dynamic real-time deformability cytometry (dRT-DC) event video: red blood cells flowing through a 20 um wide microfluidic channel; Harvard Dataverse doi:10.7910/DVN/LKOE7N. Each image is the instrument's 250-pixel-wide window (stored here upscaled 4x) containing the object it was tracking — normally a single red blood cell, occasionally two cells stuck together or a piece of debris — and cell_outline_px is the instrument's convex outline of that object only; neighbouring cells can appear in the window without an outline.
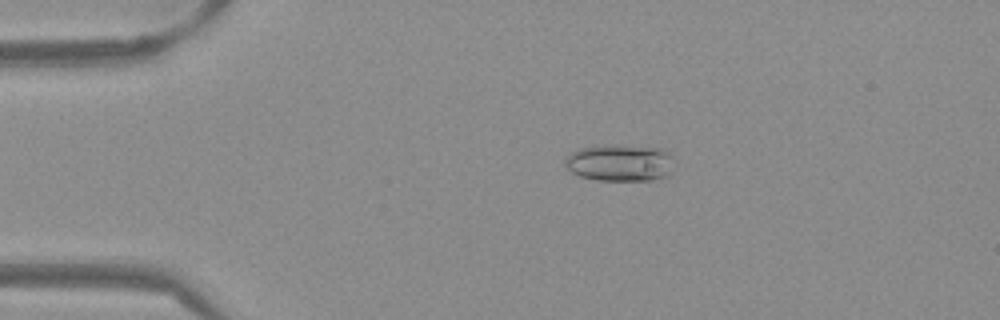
{"species": "Egyptian fruit bat (a non-hibernating species)", "species_latin": "Rousettus aegyptiacus", "temperature_condition": "warm", "stored_images_in_passage": 46, "camera_frame_rate_fps": 3000, "um_per_image_px": 0.085, "frame": {"image": 1, "passage_image": 4, "time_ms": 1.0, "image_size_px": [1000, 320], "cell_outline_px": [[676, 160], [668, 176], [648, 180], [596, 180], [580, 176], [572, 172], [564, 164], [564, 160], [576, 148], [616, 144], [664, 148]], "centroid_in_image_um": [52.73, 13.82], "position_along_channel_um": 32.3, "area_um2": 23.87}}
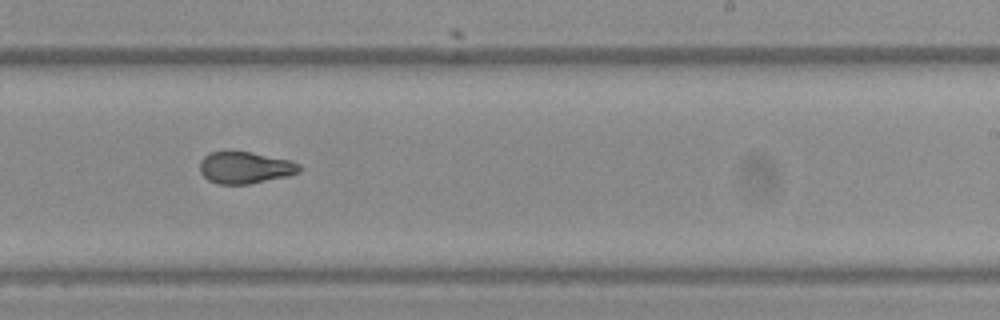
{"frame": {"image": 2, "passage_image": 26, "time_ms": 8.333, "image_size_px": [1000, 320], "cell_outline_px": [[304, 168], [300, 172], [288, 176], [248, 184], [220, 184], [208, 180], [200, 172], [200, 160], [208, 152], [252, 152], [292, 160], [300, 164]], "centroid_in_image_um": [20.88, 14.24], "position_along_channel_um": 268.1, "area_um2": 18.61}}
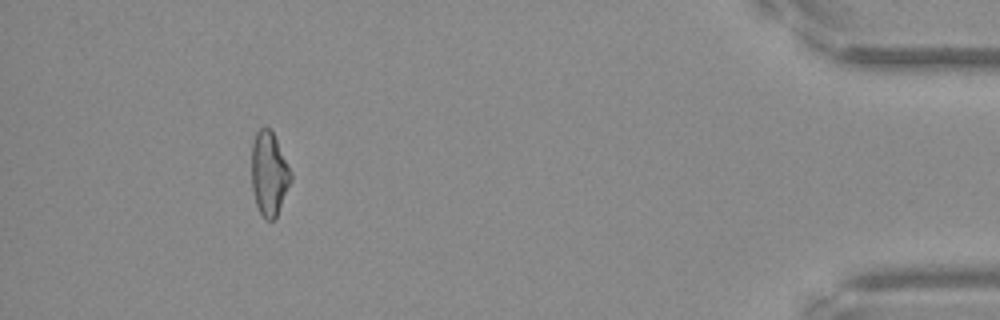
{"frame": {"image": 3, "passage_image": 42, "time_ms": 13.667, "image_size_px": [1000, 320], "cell_outline_px": [[292, 180], [276, 216], [272, 220], [264, 220], [256, 204], [252, 188], [252, 144], [256, 132], [260, 128], [268, 128], [272, 132], [292, 172]], "centroid_in_image_um": [22.87, 14.78], "position_along_channel_um": 412.3, "area_um2": 18.96}, "authors_computed_cell_mechanics": {"area_um2": 19.2763, "velocity_mm_per_s": 3.8585, "shape_relaxation_time_tau1_ms": null, "shape_relaxation_time_tau2_ms": 1.5628, "deformation_change_tau1": null, "deformation_change_tau2": 0.0722}}